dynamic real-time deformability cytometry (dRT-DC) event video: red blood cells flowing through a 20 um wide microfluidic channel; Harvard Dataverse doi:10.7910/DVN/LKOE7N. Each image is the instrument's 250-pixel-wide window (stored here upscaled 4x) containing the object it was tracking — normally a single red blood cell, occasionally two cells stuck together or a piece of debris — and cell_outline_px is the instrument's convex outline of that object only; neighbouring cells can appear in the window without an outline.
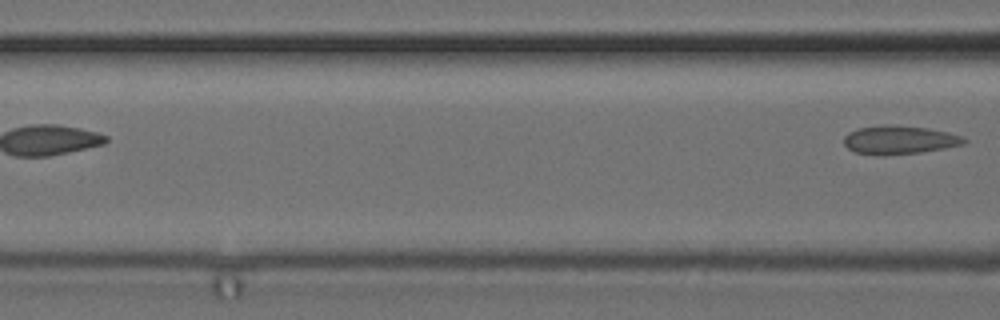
{"species": "common noctule bat (a hibernating species)", "species_latin": "Nyctalus noctula", "temperature_condition": "cold", "stored_images_in_passage": 7, "camera_frame_rate_fps": 3000, "um_per_image_px": 0.085, "animal": {"sex": "female", "body_mass_g": 24.6, "forearm_length_mm": 56.2}, "frame": {"image": 1, "passage_image": 7, "time_ms": 2.0, "image_size_px": [1000, 320], "cell_outline_px": [[968, 140], [964, 144], [944, 148], [920, 152], [884, 156], [876, 156], [856, 152], [848, 148], [844, 144], [844, 136], [848, 132], [856, 128], [884, 124], [892, 124], [928, 128], [948, 132], [964, 136]], "centroid_in_image_um": [76.43, 11.88], "position_along_channel_um": 90.2, "area_um2": 20.35}}